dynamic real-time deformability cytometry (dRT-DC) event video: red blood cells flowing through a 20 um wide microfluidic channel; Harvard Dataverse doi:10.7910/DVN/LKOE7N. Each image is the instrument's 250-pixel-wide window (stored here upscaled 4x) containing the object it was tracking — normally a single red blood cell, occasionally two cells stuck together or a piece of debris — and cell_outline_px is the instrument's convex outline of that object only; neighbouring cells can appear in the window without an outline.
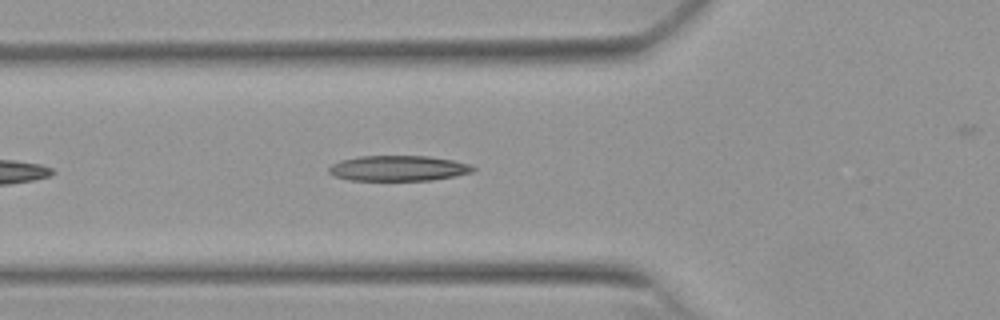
{"species": "Egyptian fruit bat (a non-hibernating species)", "species_latin": "Rousettus aegyptiacus", "temperature_condition": "warm", "stored_images_in_passage": 9, "camera_frame_rate_fps": 3000, "um_per_image_px": 0.085, "animal": {"sex": "female"}, "frame": {"image": 1, "passage_image": 6, "time_ms": 1.667, "image_size_px": [1000, 320], "cell_outline_px": [[476, 168], [472, 172], [456, 176], [432, 180], [348, 180], [336, 176], [328, 172], [328, 168], [332, 164], [340, 160], [360, 156], [428, 156], [452, 160], [472, 164]], "centroid_in_image_um": [33.88, 14.3], "position_along_channel_um": 91.9, "area_um2": 21.39}}